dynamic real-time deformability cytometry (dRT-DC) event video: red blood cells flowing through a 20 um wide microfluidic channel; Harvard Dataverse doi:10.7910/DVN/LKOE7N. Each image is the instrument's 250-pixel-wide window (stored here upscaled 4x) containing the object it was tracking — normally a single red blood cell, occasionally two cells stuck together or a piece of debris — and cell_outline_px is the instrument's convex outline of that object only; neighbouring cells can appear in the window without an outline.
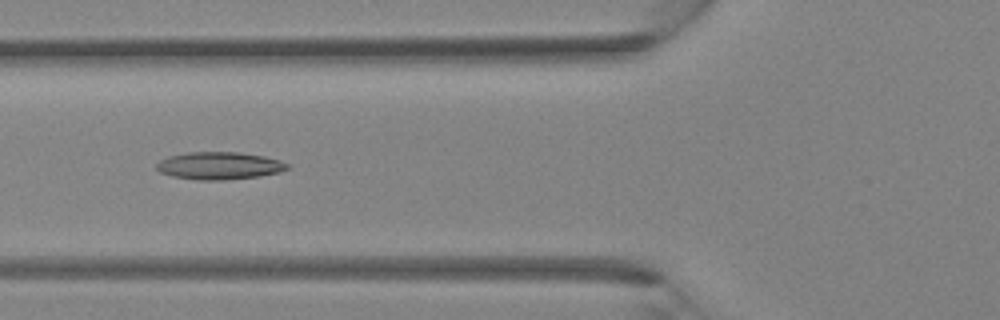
{"species": "Egyptian fruit bat (a non-hibernating species)", "species_latin": "Rousettus aegyptiacus", "temperature_condition": "room temperature", "stored_images_in_passage": 30, "camera_frame_rate_fps": 3000, "um_per_image_px": 0.085, "animal": {"sex": "female"}, "frame": {"image": 1, "passage_image": 6, "time_ms": 1.667, "image_size_px": [1000, 320], "cell_outline_px": [[292, 168], [280, 172], [260, 176], [224, 180], [196, 180], [172, 176], [160, 172], [156, 168], [156, 164], [160, 160], [168, 156], [188, 152], [240, 152], [264, 156], [280, 160], [288, 164]], "centroid_in_image_um": [18.66, 14.08], "position_along_channel_um": 107.1, "area_um2": 21.15}}
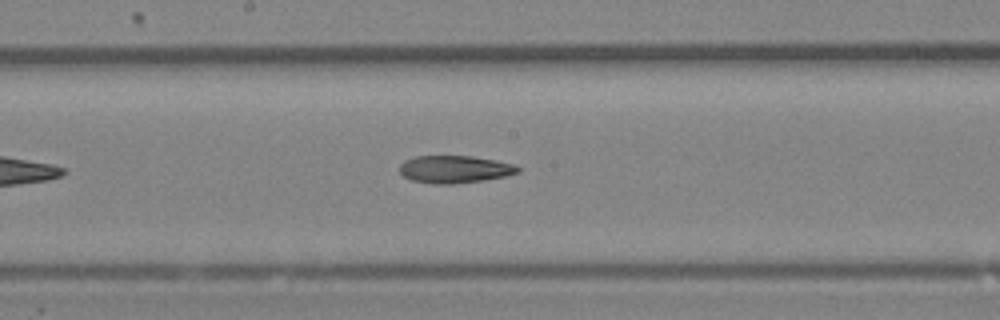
{"frame": {"image": 2, "passage_image": 12, "time_ms": 3.667, "image_size_px": [1000, 320], "cell_outline_px": [[520, 172], [504, 176], [484, 180], [452, 184], [432, 184], [412, 180], [404, 176], [400, 172], [400, 164], [404, 160], [416, 156], [472, 156], [496, 160], [516, 164], [520, 168]], "centroid_in_image_um": [38.66, 14.38], "position_along_channel_um": 209.5, "area_um2": 19.02}}
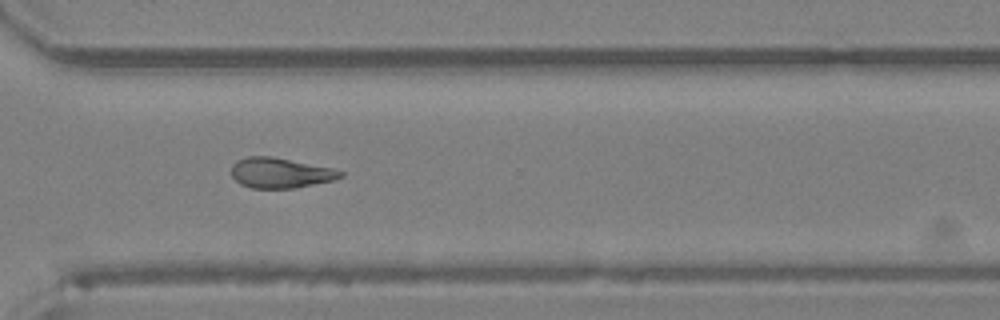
{"frame": {"image": 3, "passage_image": 20, "time_ms": 6.333, "image_size_px": [1000, 320], "cell_outline_px": [[344, 176], [332, 180], [292, 188], [252, 188], [240, 184], [232, 176], [232, 164], [236, 160], [248, 156], [272, 156], [332, 168], [344, 172]], "centroid_in_image_um": [23.8, 14.68], "position_along_channel_um": 346.8, "area_um2": 19.07}}